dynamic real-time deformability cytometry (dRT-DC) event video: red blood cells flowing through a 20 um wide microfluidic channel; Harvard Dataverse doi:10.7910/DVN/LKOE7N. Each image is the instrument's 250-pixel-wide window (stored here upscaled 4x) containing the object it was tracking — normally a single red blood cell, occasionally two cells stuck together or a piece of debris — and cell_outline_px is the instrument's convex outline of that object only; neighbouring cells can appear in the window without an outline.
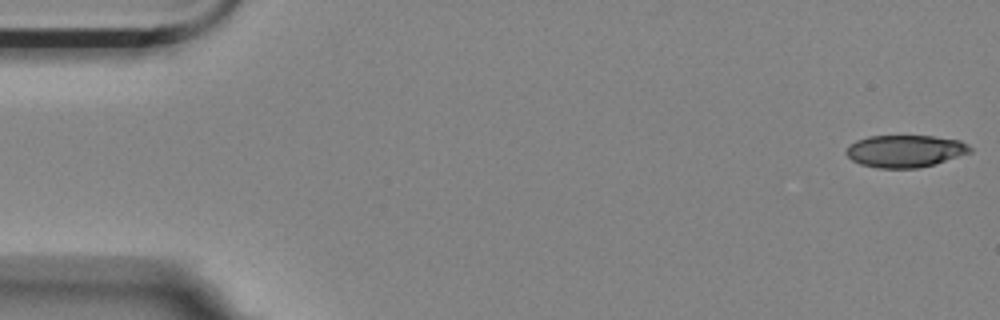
{"species": "Egyptian fruit bat (a non-hibernating species)", "species_latin": "Rousettus aegyptiacus", "temperature_condition": "room temperature", "stored_images_in_passage": 6, "camera_frame_rate_fps": 3000, "um_per_image_px": 0.085, "animal": {"sex": "female"}, "frame": {"image": 1, "passage_image": 1, "time_ms": 0.0, "image_size_px": [1000, 320], "cell_outline_px": [[972, 152], [932, 164], [916, 168], [876, 168], [860, 164], [852, 160], [844, 152], [856, 140], [868, 136], [932, 136], [960, 140], [968, 144], [972, 148]], "centroid_in_image_um": [76.93, 12.84], "position_along_channel_um": 8.1, "area_um2": 23.12}}
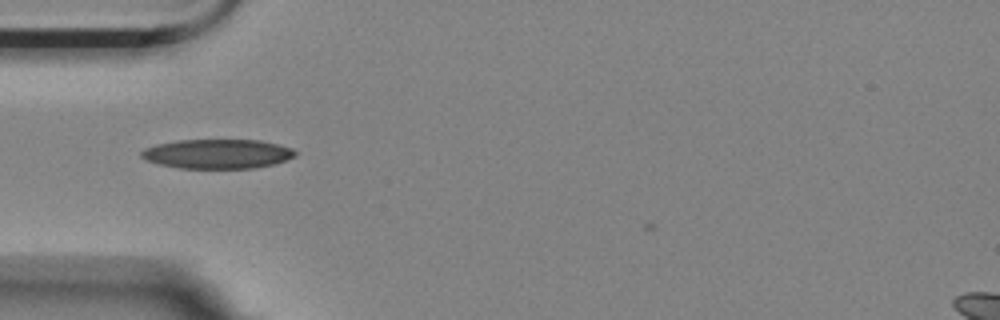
{"frame": {"image": 2, "passage_image": 5, "time_ms": 1.333, "image_size_px": [1000, 320], "cell_outline_px": [[296, 156], [272, 164], [256, 168], [180, 168], [160, 164], [144, 160], [140, 156], [140, 152], [144, 148], [156, 144], [180, 140], [260, 140], [292, 148], [296, 152]], "centroid_in_image_um": [18.44, 13.08], "position_along_channel_um": 66.6, "area_um2": 26.3}}
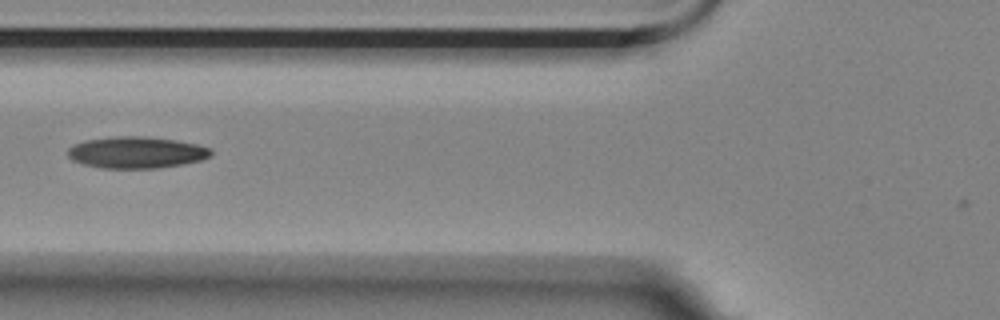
{"frame": {"image": 3, "passage_image": 6, "time_ms": 1.667, "image_size_px": [1000, 320], "cell_outline_px": [[212, 156], [200, 160], [180, 164], [156, 168], [100, 168], [84, 164], [72, 160], [68, 156], [68, 148], [72, 144], [84, 140], [116, 136], [144, 136], [176, 140], [200, 144], [212, 148]], "centroid_in_image_um": [11.6, 12.94], "position_along_channel_um": 114.2, "area_um2": 26.53}}